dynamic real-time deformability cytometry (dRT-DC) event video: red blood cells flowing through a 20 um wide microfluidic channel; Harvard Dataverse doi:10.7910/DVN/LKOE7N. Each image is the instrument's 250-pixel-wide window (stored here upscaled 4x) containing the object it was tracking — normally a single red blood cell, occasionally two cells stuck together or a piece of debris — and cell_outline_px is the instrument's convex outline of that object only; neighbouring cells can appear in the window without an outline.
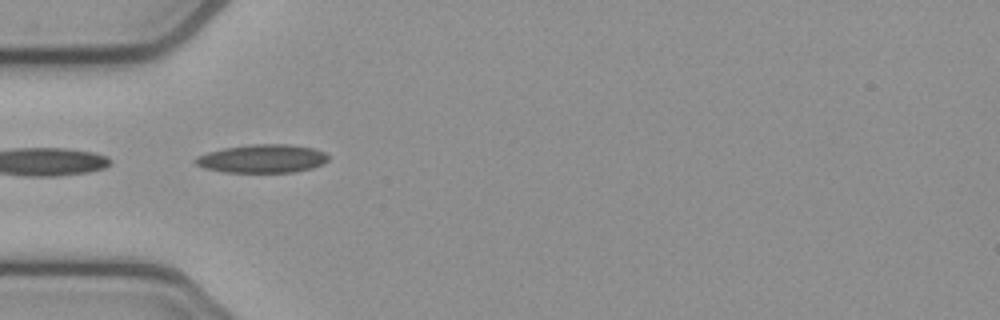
{"species": "common noctule bat (a hibernating species)", "species_latin": "Nyctalus noctula", "temperature_condition": "cold", "stored_images_in_passage": 7, "camera_frame_rate_fps": 3000, "um_per_image_px": 0.085, "animal": {"sex": "female", "body_mass_g": 21.9}, "frame": {"image": 1, "passage_image": 5, "time_ms": 1.333, "image_size_px": [1000, 320], "cell_outline_px": [[328, 160], [324, 164], [312, 168], [296, 172], [224, 172], [204, 168], [196, 164], [192, 160], [196, 156], [208, 152], [224, 148], [252, 144], [288, 144], [312, 148], [324, 152], [328, 156]], "centroid_in_image_um": [22.29, 13.49], "position_along_channel_um": 62.7, "area_um2": 22.02}}
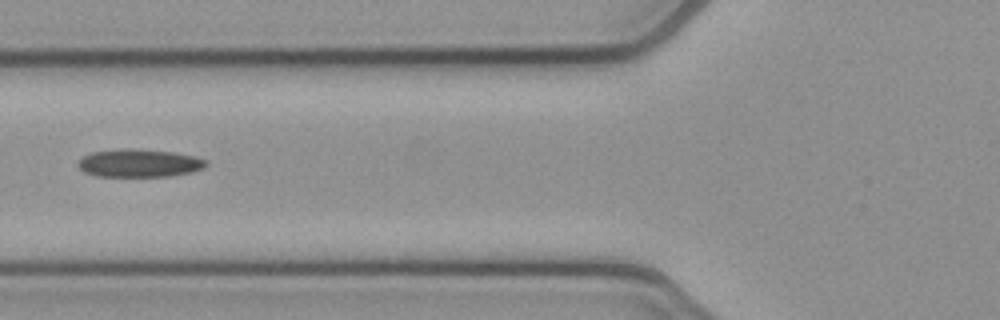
{"frame": {"image": 2, "passage_image": 6, "time_ms": 1.667, "image_size_px": [1000, 320], "cell_outline_px": [[208, 164], [204, 168], [192, 172], [172, 176], [96, 176], [84, 172], [76, 164], [84, 156], [92, 152], [172, 152], [192, 156], [208, 160]], "centroid_in_image_um": [11.9, 13.94], "position_along_channel_um": 113.9, "area_um2": 19.59}}
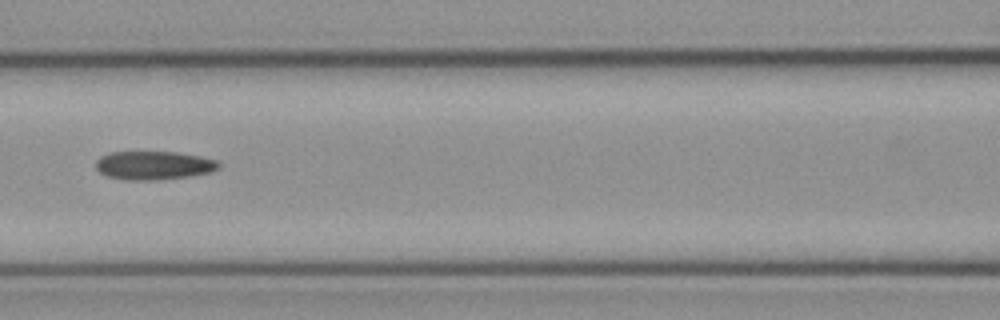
{"frame": {"image": 3, "passage_image": 7, "time_ms": 2.0, "image_size_px": [1000, 320], "cell_outline_px": [[220, 168], [212, 172], [188, 176], [156, 180], [124, 180], [108, 176], [100, 172], [96, 168], [96, 160], [100, 156], [108, 152], [176, 152], [200, 156], [216, 160], [220, 164]], "centroid_in_image_um": [13.06, 14.05], "position_along_channel_um": 153.5, "area_um2": 20.52}}